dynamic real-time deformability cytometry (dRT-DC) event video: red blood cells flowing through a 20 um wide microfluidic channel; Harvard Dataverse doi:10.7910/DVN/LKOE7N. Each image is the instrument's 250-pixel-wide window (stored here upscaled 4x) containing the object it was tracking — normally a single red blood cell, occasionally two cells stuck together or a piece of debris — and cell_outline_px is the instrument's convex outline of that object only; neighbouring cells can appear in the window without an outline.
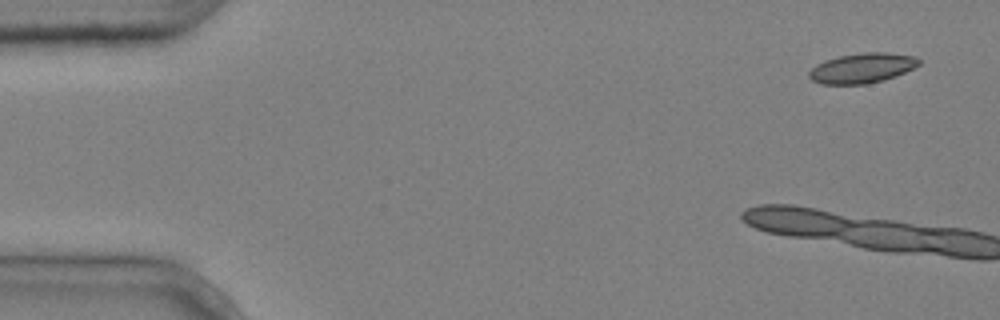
{"species": "common noctule bat (a hibernating species)", "species_latin": "Nyctalus noctula", "temperature_condition": "cold", "stored_images_in_passage": 7, "camera_frame_rate_fps": 3000, "um_per_image_px": 0.085, "animal": {"sex": "male", "body_mass_g": 20.4}, "frame": {"image": 1, "passage_image": 1, "time_ms": 0.0, "image_size_px": [1000, 320], "cell_outline_px": [[920, 64], [896, 76], [884, 80], [868, 84], [820, 84], [812, 80], [808, 76], [808, 72], [816, 64], [824, 60], [840, 56], [864, 52], [884, 52], [916, 56], [920, 60]], "centroid_in_image_um": [73.27, 5.79], "position_along_channel_um": 11.7, "area_um2": 19.25}}
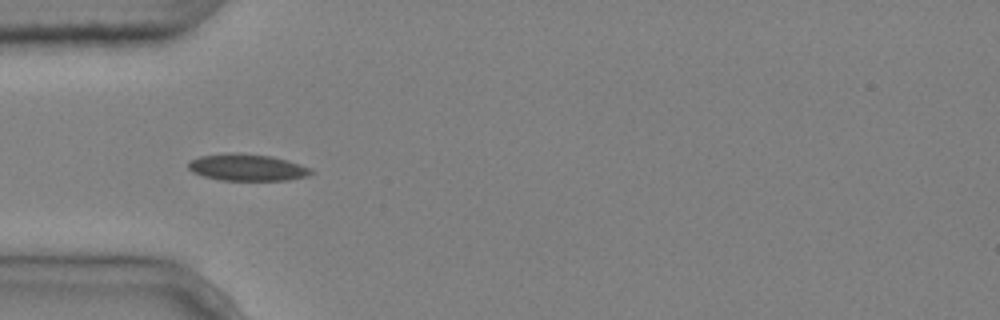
{"frame": {"image": 2, "passage_image": 6, "time_ms": 1.667, "image_size_px": [1000, 320], "cell_outline_px": [[316, 172], [308, 176], [288, 180], [220, 180], [204, 176], [192, 172], [188, 168], [188, 164], [192, 160], [200, 156], [232, 152], [240, 152], [272, 156], [312, 168]], "centroid_in_image_um": [21.04, 14.23], "position_along_channel_um": 64.0, "area_um2": 19.25}}